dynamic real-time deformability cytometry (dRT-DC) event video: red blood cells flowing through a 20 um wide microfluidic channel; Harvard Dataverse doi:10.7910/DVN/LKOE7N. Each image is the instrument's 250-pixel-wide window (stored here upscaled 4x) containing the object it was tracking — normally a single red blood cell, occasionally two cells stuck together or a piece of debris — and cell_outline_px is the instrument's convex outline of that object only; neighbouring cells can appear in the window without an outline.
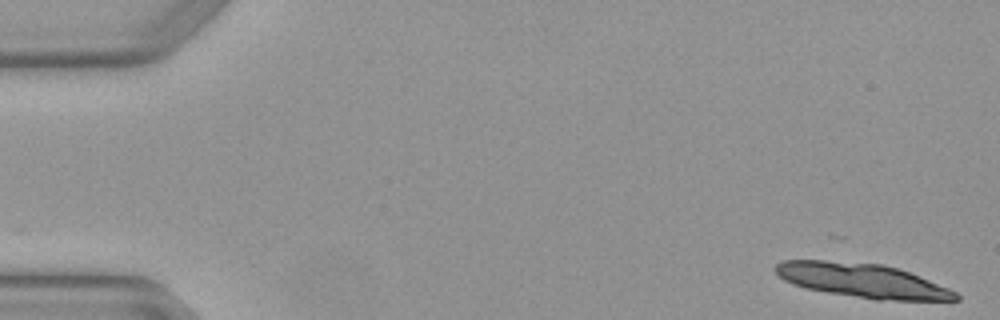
{"species": "Egyptian fruit bat (a non-hibernating species)", "species_latin": "Rousettus aegyptiacus", "temperature_condition": "warm", "stored_images_in_passage": 6, "camera_frame_rate_fps": 3000, "um_per_image_px": 0.085, "animal": {"sex": "female"}, "frame": {"image": 1, "passage_image": 1, "time_ms": 0.0, "image_size_px": [1000, 320], "cell_outline_px": [[960, 300], [876, 300], [828, 292], [808, 288], [792, 284], [784, 280], [772, 268], [776, 264], [784, 260], [824, 260], [880, 264], [896, 268], [920, 276], [948, 288], [956, 292], [960, 296]], "centroid_in_image_um": [73.29, 23.84], "position_along_channel_um": 11.7, "area_um2": 35.55}}
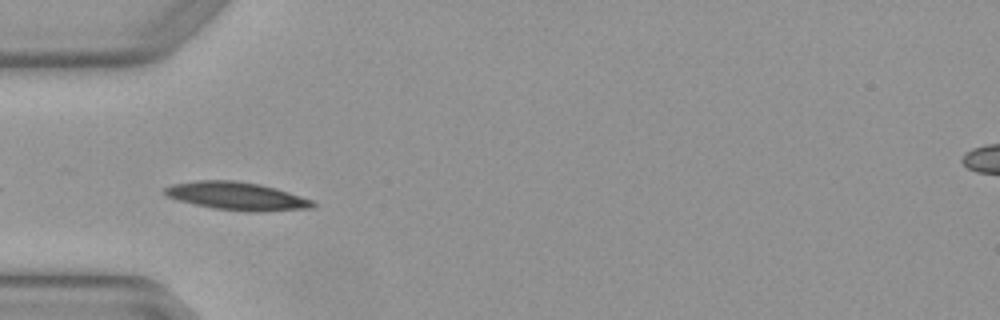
{"frame": {"image": 2, "passage_image": 5, "time_ms": 1.333, "image_size_px": [1000, 320], "cell_outline_px": [[316, 204], [312, 208], [260, 212], [248, 212], [212, 208], [164, 196], [160, 192], [164, 188], [172, 184], [196, 180], [236, 180], [260, 184], [276, 188], [312, 200]], "centroid_in_image_um": [20.09, 16.66], "position_along_channel_um": 64.9, "area_um2": 24.33}}
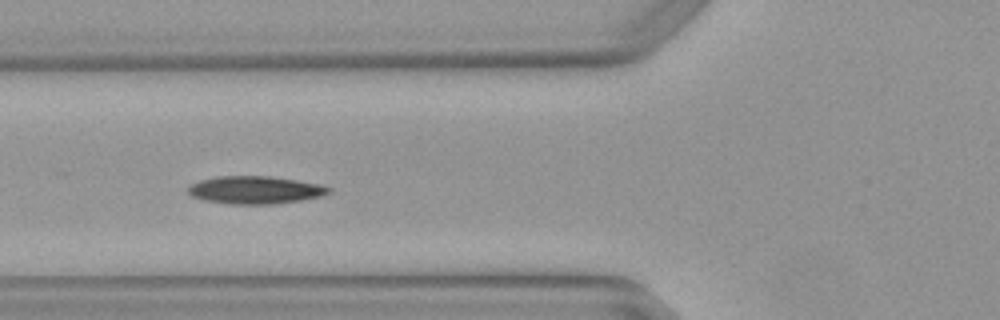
{"frame": {"image": 3, "passage_image": 6, "time_ms": 1.667, "image_size_px": [1000, 320], "cell_outline_px": [[332, 192], [324, 196], [276, 204], [228, 204], [204, 200], [192, 196], [188, 192], [188, 188], [192, 184], [200, 180], [216, 176], [268, 176], [296, 180], [320, 184], [332, 188]], "centroid_in_image_um": [21.72, 16.15], "position_along_channel_um": 104.1, "area_um2": 22.83}}